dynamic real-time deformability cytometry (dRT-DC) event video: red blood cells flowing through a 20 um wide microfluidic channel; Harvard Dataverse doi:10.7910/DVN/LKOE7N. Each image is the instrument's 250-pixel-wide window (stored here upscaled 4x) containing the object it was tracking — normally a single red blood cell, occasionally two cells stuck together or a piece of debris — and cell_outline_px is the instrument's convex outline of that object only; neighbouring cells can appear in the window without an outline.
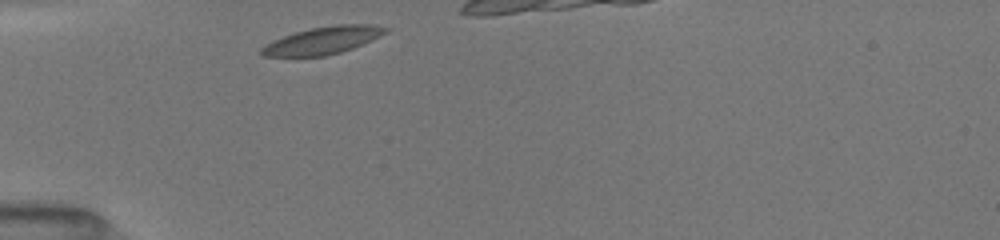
{"species": "common noctule bat (a hibernating species)", "species_latin": "Nyctalus noctula", "temperature_condition": "room temperature", "stored_images_in_passage": 1, "camera_frame_rate_fps": 3000, "um_per_image_px": 0.085, "animal": {"sex": "female", "body_mass_g": 19.5, "forearm_length_mm": 54.1}, "frame": {"image": 1, "passage_image": 1, "time_ms": 0.0, "image_size_px": [1000, 240], "cell_outline_px": [[392, 28], [388, 32], [364, 44], [340, 52], [324, 56], [260, 56], [260, 48], [264, 44], [284, 36], [296, 32], [312, 28], [336, 24], [372, 24]], "centroid_in_image_um": [27.48, 3.43], "position_along_channel_um": 57.5, "area_um2": 19.88}}